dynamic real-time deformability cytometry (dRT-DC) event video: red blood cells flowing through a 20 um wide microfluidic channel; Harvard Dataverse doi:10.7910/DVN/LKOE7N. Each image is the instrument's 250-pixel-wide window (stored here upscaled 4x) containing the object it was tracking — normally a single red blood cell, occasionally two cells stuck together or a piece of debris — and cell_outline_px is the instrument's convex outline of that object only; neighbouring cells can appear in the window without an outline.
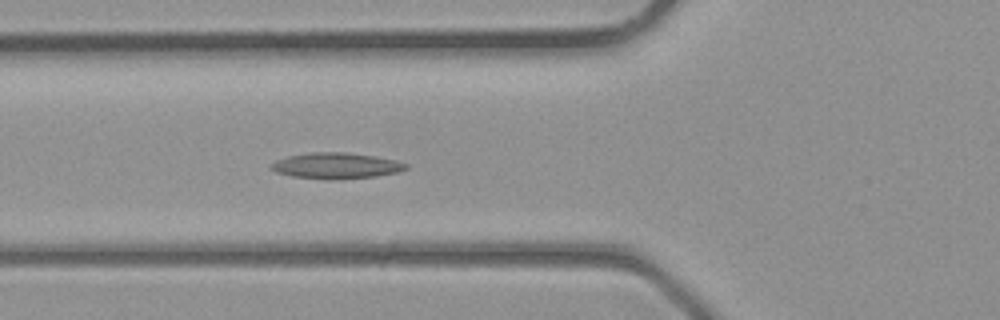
{"species": "common noctule bat (a hibernating species)", "species_latin": "Nyctalus noctula", "temperature_condition": "room temperature", "stored_images_in_passage": 39, "camera_frame_rate_fps": 3000, "um_per_image_px": 0.085, "animal": {"sex": "male", "body_mass_g": 23.1, "forearm_length_mm": 52.7}, "frame": {"image": 1, "passage_image": 14, "time_ms": 4.333, "image_size_px": [1000, 320], "cell_outline_px": [[408, 168], [400, 172], [376, 176], [292, 176], [276, 172], [268, 164], [276, 160], [288, 156], [312, 152], [348, 152], [376, 156], [396, 160], [408, 164]], "centroid_in_image_um": [28.62, 14.02], "position_along_channel_um": 97.2, "area_um2": 19.31}}
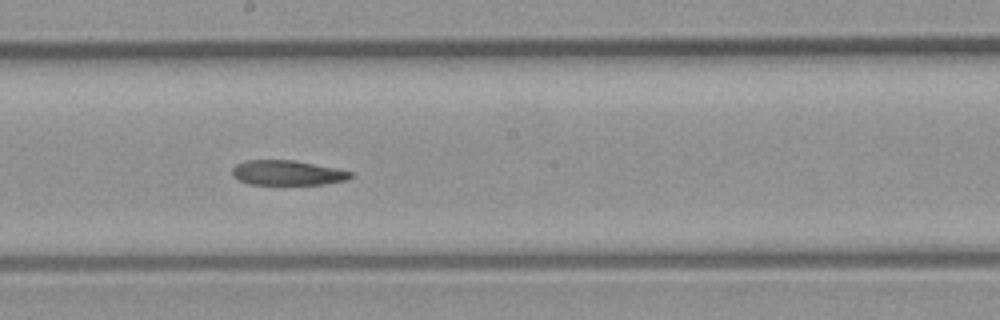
{"frame": {"image": 2, "passage_image": 21, "time_ms": 6.667, "image_size_px": [1000, 320], "cell_outline_px": [[352, 176], [348, 180], [324, 184], [248, 184], [232, 176], [232, 168], [236, 164], [248, 160], [296, 160], [336, 168], [352, 172]], "centroid_in_image_um": [24.43, 14.68], "position_along_channel_um": 223.8, "area_um2": 17.17}}
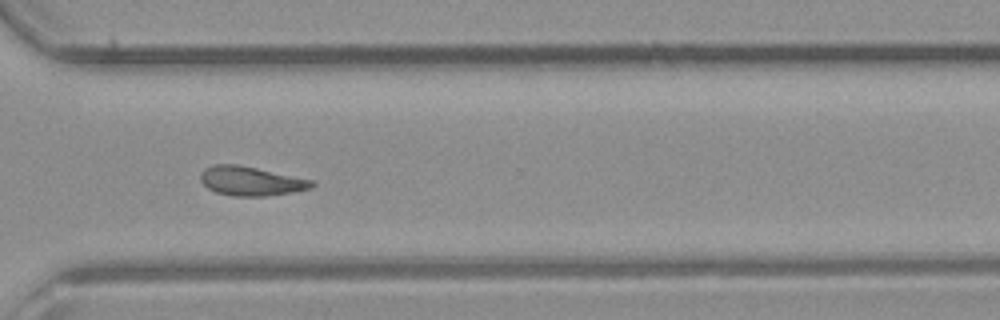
{"frame": {"image": 3, "passage_image": 28, "time_ms": 9.0, "image_size_px": [1000, 320], "cell_outline_px": [[316, 184], [312, 188], [292, 192], [264, 196], [232, 196], [216, 192], [208, 188], [200, 180], [200, 172], [204, 168], [212, 164], [236, 164], [256, 168], [312, 180]], "centroid_in_image_um": [21.29, 15.39], "position_along_channel_um": 349.3, "area_um2": 18.84}}